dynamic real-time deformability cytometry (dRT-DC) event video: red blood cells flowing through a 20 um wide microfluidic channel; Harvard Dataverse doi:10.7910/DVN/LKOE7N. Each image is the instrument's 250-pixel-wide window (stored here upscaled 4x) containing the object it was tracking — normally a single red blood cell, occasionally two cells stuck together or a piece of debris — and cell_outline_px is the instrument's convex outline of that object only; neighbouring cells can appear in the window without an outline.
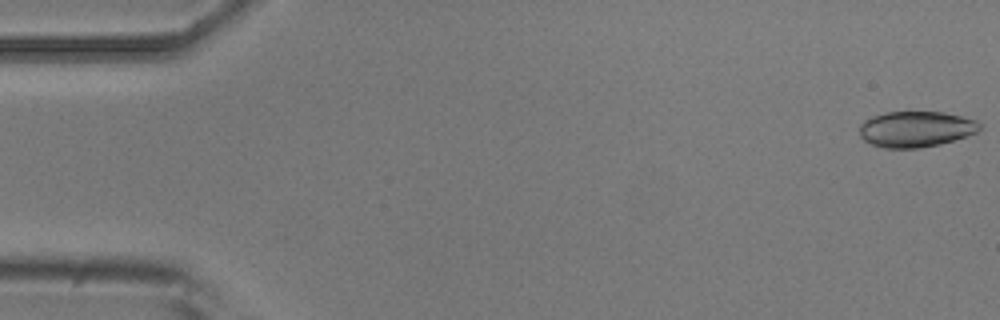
{"species": "common noctule bat (a hibernating species)", "species_latin": "Nyctalus noctula", "temperature_condition": "room temperature", "stored_images_in_passage": 54, "camera_frame_rate_fps": 3000, "um_per_image_px": 0.085, "animal": {"sex": "male", "body_mass_g": 20.5, "forearm_length_mm": 52.5}, "frame": {"image": 1, "passage_image": 1, "time_ms": 0.0, "image_size_px": [1000, 320], "cell_outline_px": [[980, 128], [976, 132], [968, 136], [940, 144], [920, 148], [884, 148], [872, 144], [864, 140], [860, 136], [860, 124], [864, 120], [872, 116], [884, 112], [944, 112], [976, 120], [980, 124]], "centroid_in_image_um": [77.83, 10.97], "position_along_channel_um": 7.2, "area_um2": 25.14}}
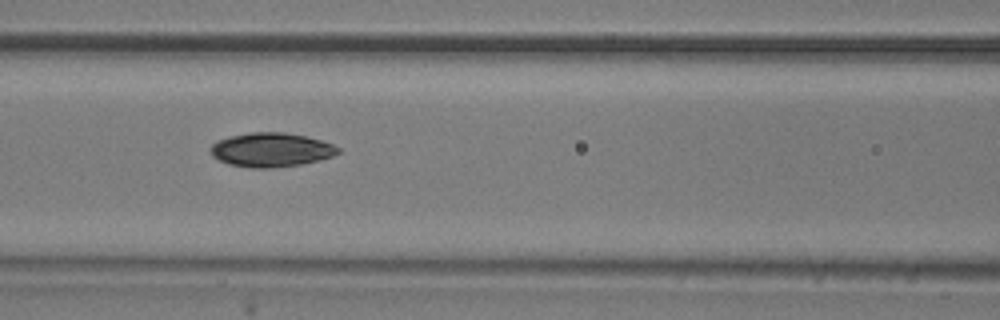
{"frame": {"image": 2, "passage_image": 23, "time_ms": 7.333, "image_size_px": [1000, 320], "cell_outline_px": [[340, 152], [332, 156], [320, 160], [300, 164], [272, 168], [252, 168], [228, 164], [212, 156], [208, 148], [216, 140], [228, 136], [252, 132], [284, 132], [304, 136], [320, 140], [332, 144], [340, 148]], "centroid_in_image_um": [23.0, 12.73], "position_along_channel_um": 143.6, "area_um2": 25.43}}
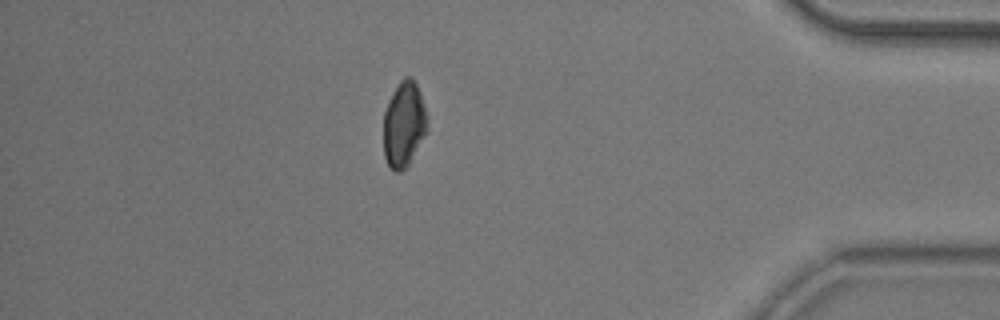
{"frame": {"image": 3, "passage_image": 47, "time_ms": 15.333, "image_size_px": [1000, 320], "cell_outline_px": [[428, 132], [408, 168], [400, 172], [396, 172], [388, 164], [384, 156], [384, 112], [388, 100], [396, 84], [404, 76], [412, 76], [420, 92], [428, 116]], "centroid_in_image_um": [34.36, 10.57], "position_along_channel_um": 400.8, "area_um2": 22.54}, "authors_computed_cell_mechanics": {"area_um2": 24.565, "velocity_mm_per_s": 3.7148, "shape_relaxation_time_tau1_ms": 2.1636, "shape_relaxation_time_tau2_ms": 7.0451, "deformation_change_tau1": 0.1035, "deformation_change_tau2": 0.141}}